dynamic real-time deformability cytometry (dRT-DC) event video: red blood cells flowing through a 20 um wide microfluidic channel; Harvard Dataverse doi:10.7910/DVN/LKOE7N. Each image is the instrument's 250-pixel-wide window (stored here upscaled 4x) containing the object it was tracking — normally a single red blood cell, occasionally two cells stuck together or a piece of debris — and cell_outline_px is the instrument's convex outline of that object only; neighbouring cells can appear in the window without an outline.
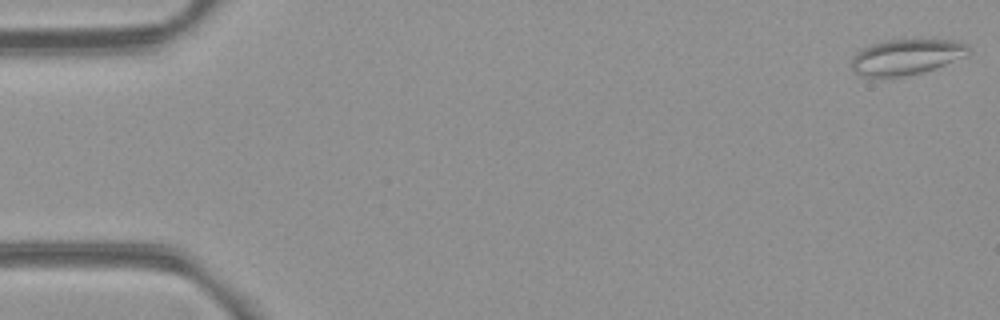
{"species": "common noctule bat (a hibernating species)", "species_latin": "Nyctalus noctula", "temperature_condition": "room temperature", "stored_images_in_passage": 7, "camera_frame_rate_fps": 3000, "um_per_image_px": 0.085, "animal": {"sex": "female", "body_mass_g": 21.9}, "frame": {"image": 1, "passage_image": 1, "time_ms": 0.0, "image_size_px": [1000, 320], "cell_outline_px": [[968, 56], [924, 72], [904, 76], [860, 76], [852, 68], [852, 56], [864, 48], [872, 44], [888, 40], [952, 40], [964, 44], [968, 48]], "centroid_in_image_um": [77.04, 4.84], "position_along_channel_um": 8.0, "area_um2": 23.87}}
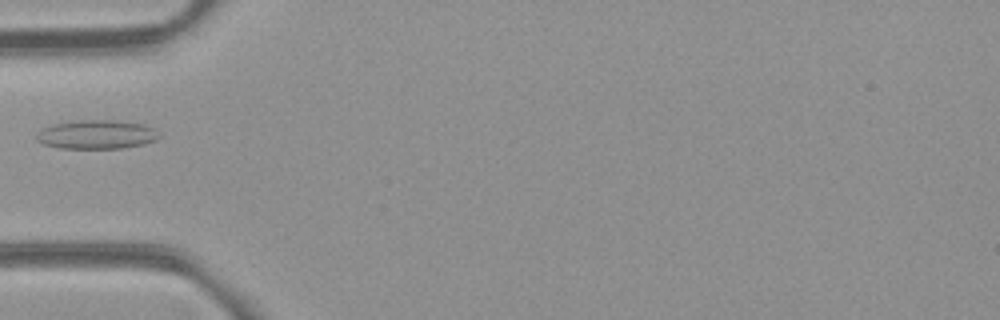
{"frame": {"image": 2, "passage_image": 6, "time_ms": 5.667, "image_size_px": [1000, 320], "cell_outline_px": [[160, 136], [156, 140], [144, 144], [124, 148], [60, 148], [44, 144], [36, 140], [36, 132], [44, 128], [56, 124], [76, 120], [112, 120], [144, 124], [156, 128]], "centroid_in_image_um": [8.25, 11.43], "position_along_channel_um": 76.8, "area_um2": 20.69}}